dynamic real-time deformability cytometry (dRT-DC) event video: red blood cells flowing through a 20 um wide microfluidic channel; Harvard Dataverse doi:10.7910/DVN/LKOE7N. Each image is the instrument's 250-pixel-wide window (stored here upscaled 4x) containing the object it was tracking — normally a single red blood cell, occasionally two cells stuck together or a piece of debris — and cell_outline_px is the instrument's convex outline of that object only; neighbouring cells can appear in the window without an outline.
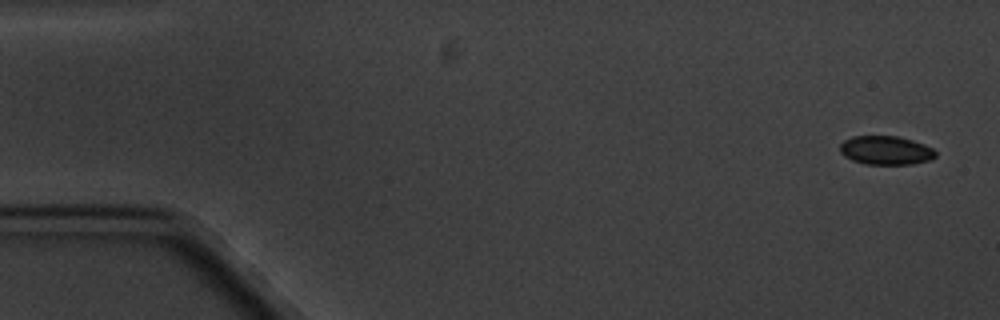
{"species": "common noctule bat (a hibernating species)", "species_latin": "Nyctalus noctula", "temperature_condition": "cold", "stored_images_in_passage": 3, "camera_frame_rate_fps": 3000, "um_per_image_px": 0.085, "animal": {"sex": "male", "body_mass_g": 20.1, "forearm_length_mm": 53.5}, "frame": {"image": 1, "passage_image": 1, "time_ms": 0.0, "image_size_px": [1000, 320], "cell_outline_px": [[936, 156], [932, 160], [912, 164], [864, 164], [852, 160], [844, 156], [840, 152], [840, 144], [844, 140], [852, 136], [896, 136], [912, 140], [924, 144], [932, 148], [936, 152]], "centroid_in_image_um": [75.29, 12.78], "position_along_channel_um": 9.7, "area_um2": 16.13}}